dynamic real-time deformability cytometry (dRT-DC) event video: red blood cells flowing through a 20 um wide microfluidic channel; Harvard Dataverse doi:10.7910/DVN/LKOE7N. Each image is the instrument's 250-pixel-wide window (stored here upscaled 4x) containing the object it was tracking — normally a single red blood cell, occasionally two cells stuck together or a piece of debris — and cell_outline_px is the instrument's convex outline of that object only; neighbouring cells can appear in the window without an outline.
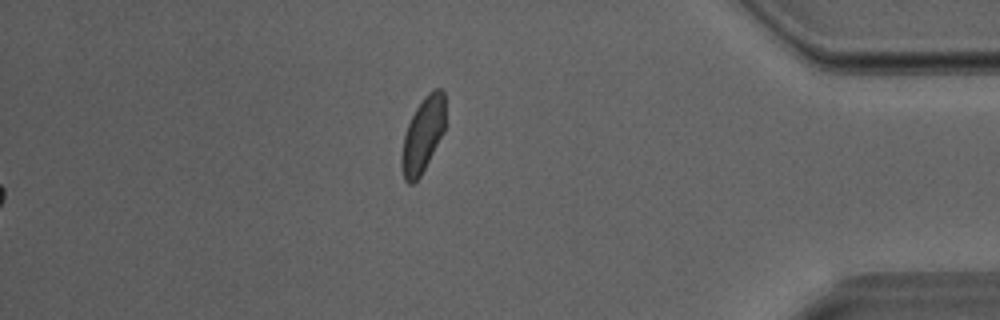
{"species": "Egyptian fruit bat (a non-hibernating species)", "species_latin": "Rousettus aegyptiacus", "temperature_condition": "room temperature", "stored_images_in_passage": 39, "segment_of_instrument_passage": [2, 2], "camera_frame_rate_fps": 3000, "um_per_image_px": 0.085, "animal": {"sex": "male"}, "frame": {"image": 1, "passage_image": 39, "time_ms": 12.667, "image_size_px": [1000, 320], "cell_outline_px": [[444, 132], [420, 176], [412, 184], [408, 184], [404, 180], [400, 164], [400, 156], [404, 136], [408, 124], [416, 108], [424, 96], [432, 88], [440, 88], [444, 92]], "centroid_in_image_um": [35.92, 11.47], "position_along_channel_um": 399.3, "area_um2": 19.07}}